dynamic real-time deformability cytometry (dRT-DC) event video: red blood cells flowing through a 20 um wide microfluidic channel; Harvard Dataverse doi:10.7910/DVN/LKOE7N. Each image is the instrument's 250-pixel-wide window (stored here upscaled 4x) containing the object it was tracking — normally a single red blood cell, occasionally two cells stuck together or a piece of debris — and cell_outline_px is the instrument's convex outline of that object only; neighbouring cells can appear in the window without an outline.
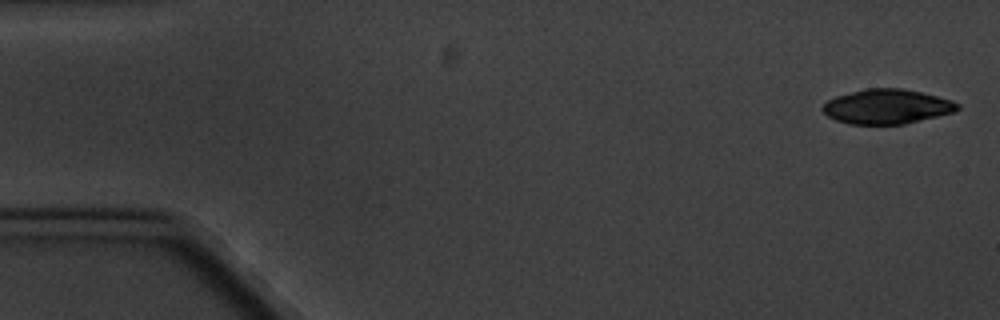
{"species": "common noctule bat (a hibernating species)", "species_latin": "Nyctalus noctula", "temperature_condition": "cold", "stored_images_in_passage": 6, "camera_frame_rate_fps": 3000, "um_per_image_px": 0.085, "animal": {"sex": "male", "body_mass_g": 20.1, "forearm_length_mm": 53.5}, "frame": {"image": 1, "passage_image": 1, "time_ms": 0.0, "image_size_px": [1000, 320], "cell_outline_px": [[960, 108], [952, 112], [904, 124], [848, 124], [836, 120], [828, 116], [820, 108], [828, 100], [836, 96], [864, 88], [900, 88], [920, 92], [952, 100], [960, 104]], "centroid_in_image_um": [75.36, 9.05], "position_along_channel_um": 9.6, "area_um2": 27.05}}
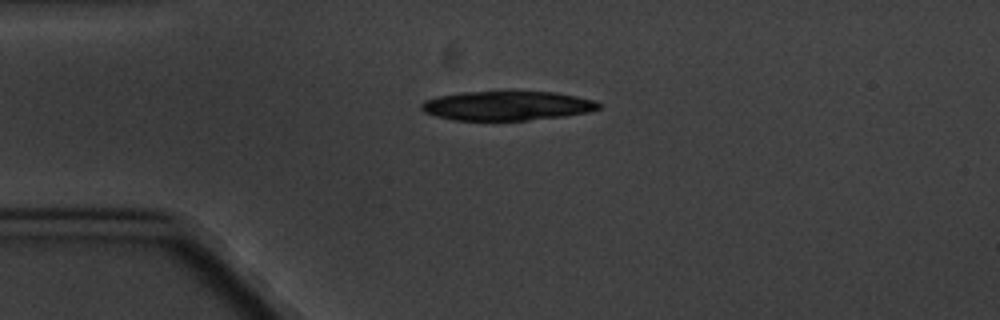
{"frame": {"image": 2, "passage_image": 4, "time_ms": 4.0, "image_size_px": [1000, 320], "cell_outline_px": [[600, 108], [588, 112], [564, 116], [528, 120], [452, 120], [436, 116], [424, 112], [420, 108], [420, 104], [424, 100], [440, 96], [460, 92], [556, 92], [596, 100], [600, 104]], "centroid_in_image_um": [43.09, 8.99], "position_along_channel_um": 41.9, "area_um2": 30.23}}